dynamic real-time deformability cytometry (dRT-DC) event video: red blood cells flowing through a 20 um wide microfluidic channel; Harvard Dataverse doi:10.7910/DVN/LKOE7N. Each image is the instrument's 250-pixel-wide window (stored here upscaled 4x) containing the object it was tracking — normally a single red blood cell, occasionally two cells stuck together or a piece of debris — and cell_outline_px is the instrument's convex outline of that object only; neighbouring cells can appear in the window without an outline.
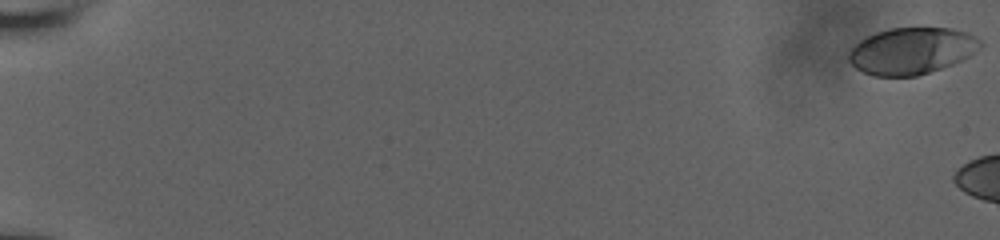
{"species": "human", "species_latin": "Homo sapiens", "temperature_condition": "room temperature", "stored_images_in_passage": 7, "camera_frame_rate_fps": 3000, "um_per_image_px": 0.085, "donor": {"sex": "male"}, "frame": {"image": 1, "passage_image": 1, "time_ms": 0.0, "image_size_px": [1000, 240], "cell_outline_px": [[984, 44], [980, 48], [968, 56], [952, 64], [916, 76], [872, 76], [856, 68], [848, 60], [848, 52], [860, 40], [876, 32], [888, 28], [952, 28], [968, 32], [976, 36]], "centroid_in_image_um": [77.49, 4.31], "position_along_channel_um": 7.5, "area_um2": 35.72}}